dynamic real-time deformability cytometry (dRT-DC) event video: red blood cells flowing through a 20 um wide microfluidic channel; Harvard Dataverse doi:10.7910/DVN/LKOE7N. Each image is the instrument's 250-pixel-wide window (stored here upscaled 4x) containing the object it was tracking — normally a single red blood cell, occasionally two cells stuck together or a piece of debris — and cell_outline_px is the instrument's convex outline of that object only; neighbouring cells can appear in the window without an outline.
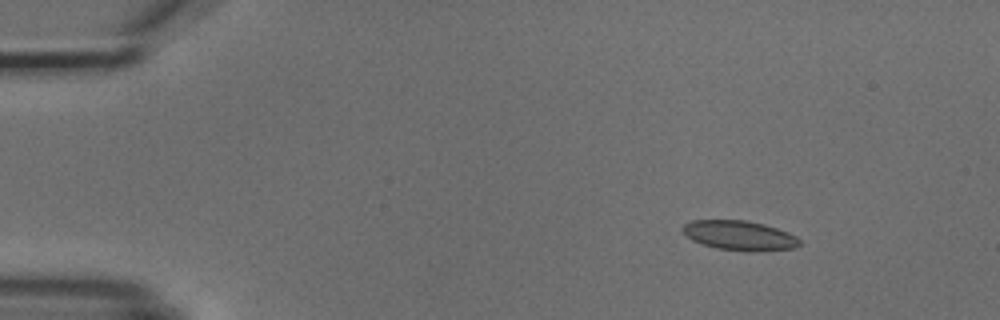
{"species": "common noctule bat (a hibernating species)", "species_latin": "Nyctalus noctula", "temperature_condition": "cold", "stored_images_in_passage": 5, "camera_frame_rate_fps": 3000, "um_per_image_px": 0.085, "animal": {"sex": "male", "body_mass_g": 18.8}, "frame": {"image": 1, "passage_image": 2, "time_ms": 1.333, "image_size_px": [1000, 320], "cell_outline_px": [[800, 244], [792, 248], [752, 252], [744, 252], [716, 248], [692, 240], [680, 228], [684, 224], [692, 220], [748, 220], [764, 224], [788, 232], [796, 236], [800, 240]], "centroid_in_image_um": [62.85, 20.01], "position_along_channel_um": 22.1, "area_um2": 20.23}}